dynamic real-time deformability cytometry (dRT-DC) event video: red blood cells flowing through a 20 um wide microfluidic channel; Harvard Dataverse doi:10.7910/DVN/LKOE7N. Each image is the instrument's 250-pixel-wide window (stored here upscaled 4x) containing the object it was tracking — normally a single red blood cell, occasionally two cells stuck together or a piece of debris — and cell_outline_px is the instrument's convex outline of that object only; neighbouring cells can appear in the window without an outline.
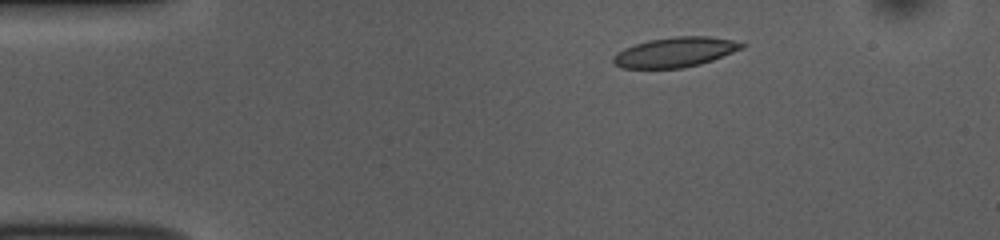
{"species": "common noctule bat (a hibernating species)", "species_latin": "Nyctalus noctula", "temperature_condition": "room temperature", "stored_images_in_passage": 44, "camera_frame_rate_fps": 3000, "um_per_image_px": 0.085, "animal": {"sex": "female", "body_mass_g": 10.0, "forearm_length_mm": 53.1}, "frame": {"image": 1, "passage_image": 1, "time_ms": 0.0, "image_size_px": [1000, 240], "cell_outline_px": [[744, 48], [712, 60], [700, 64], [684, 68], [620, 68], [612, 60], [612, 56], [616, 52], [624, 48], [648, 40], [676, 36], [708, 36], [732, 40], [744, 44]], "centroid_in_image_um": [57.36, 4.43], "position_along_channel_um": 27.6, "area_um2": 22.31}}
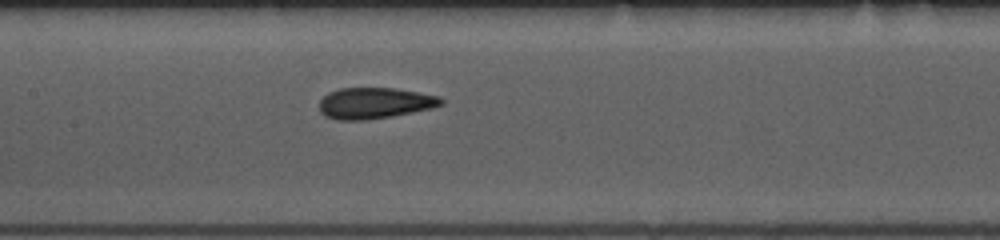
{"frame": {"image": 2, "passage_image": 17, "time_ms": 5.333, "image_size_px": [1000, 240], "cell_outline_px": [[444, 104], [432, 108], [392, 116], [364, 120], [336, 120], [324, 116], [320, 112], [320, 100], [328, 92], [340, 88], [396, 88], [440, 96], [444, 100]], "centroid_in_image_um": [31.85, 8.76], "position_along_channel_um": 175.6, "area_um2": 22.2}}
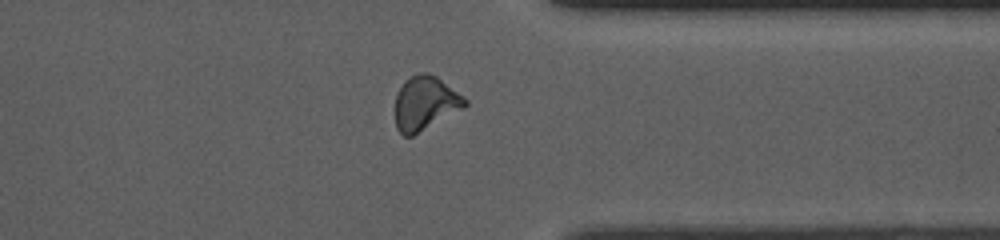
{"frame": {"image": 3, "passage_image": 33, "time_ms": 10.667, "image_size_px": [1000, 240], "cell_outline_px": [[468, 104], [464, 108], [412, 136], [404, 136], [396, 128], [396, 96], [404, 80], [420, 72], [428, 72], [436, 76], [464, 96], [468, 100]], "centroid_in_image_um": [36.16, 8.76], "position_along_channel_um": 375.2, "area_um2": 21.85}, "authors_computed_cell_mechanics": {"area_um2": 21.8484, "velocity_mm_per_s": 3.8336, "shape_relaxation_time_tau1_ms": 8.5383, "shape_relaxation_time_tau2_ms": 1.9179, "deformation_change_tau1": 0.206, "deformation_change_tau2": 0.094}}